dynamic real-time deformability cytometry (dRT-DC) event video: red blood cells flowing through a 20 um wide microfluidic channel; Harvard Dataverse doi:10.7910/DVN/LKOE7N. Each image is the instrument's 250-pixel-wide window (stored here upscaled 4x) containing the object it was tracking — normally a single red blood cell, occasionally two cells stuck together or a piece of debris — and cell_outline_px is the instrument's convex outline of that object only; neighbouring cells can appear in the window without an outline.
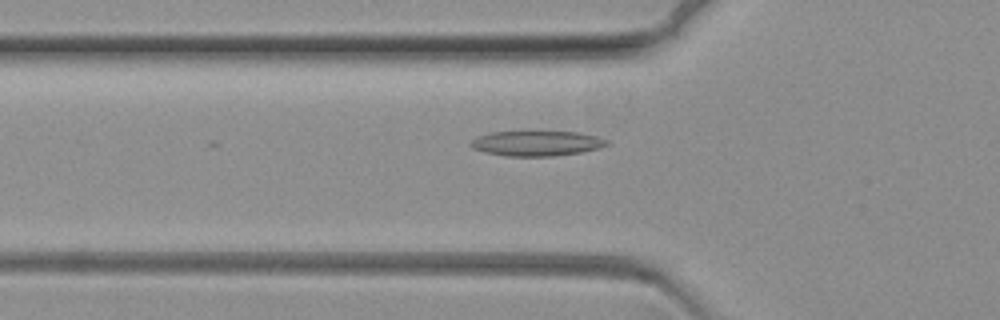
{"species": "common noctule bat (a hibernating species)", "species_latin": "Nyctalus noctula", "temperature_condition": "warm", "stored_images_in_passage": 66, "camera_frame_rate_fps": 3000, "um_per_image_px": 0.085, "animal": {"sex": "female", "body_mass_g": 19.3, "forearm_length_mm": 54.1}, "frame": {"image": 1, "passage_image": 20, "time_ms": 6.333, "image_size_px": [1000, 320], "cell_outline_px": [[612, 144], [580, 152], [552, 156], [504, 156], [484, 152], [472, 148], [468, 144], [476, 136], [492, 132], [576, 132], [596, 136], [608, 140]], "centroid_in_image_um": [45.58, 12.19], "position_along_channel_um": 80.2, "area_um2": 19.83}}
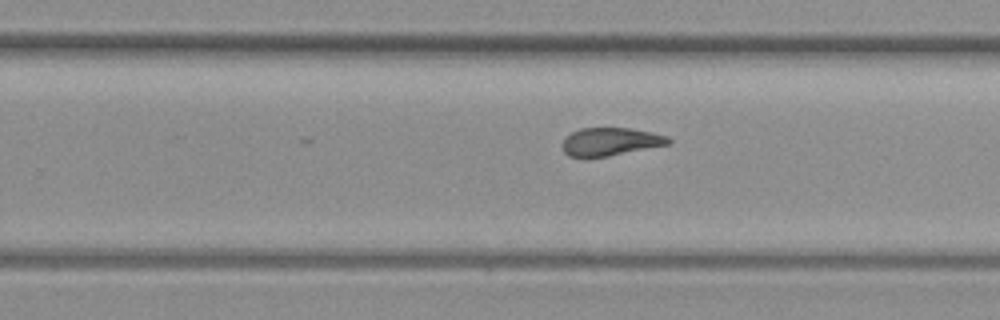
{"frame": {"image": 2, "passage_image": 40, "time_ms": 13.0, "image_size_px": [1000, 320], "cell_outline_px": [[672, 144], [608, 156], [584, 160], [568, 156], [564, 152], [560, 144], [564, 136], [580, 128], [628, 128], [652, 132], [668, 136], [672, 140]], "centroid_in_image_um": [51.82, 12.07], "position_along_channel_um": 278.0, "area_um2": 18.03}}
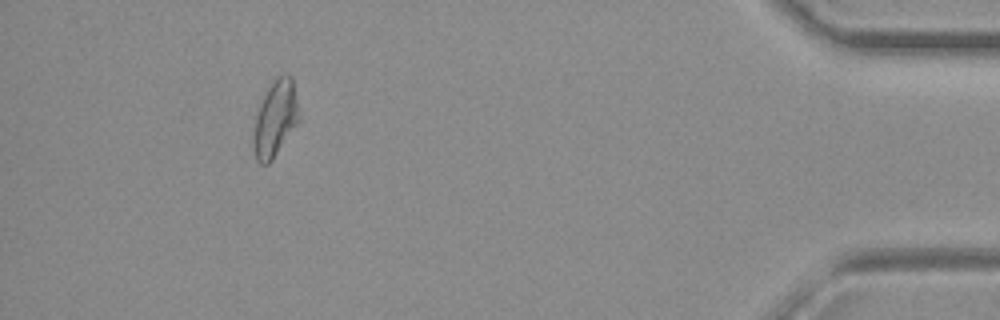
{"frame": {"image": 3, "passage_image": 60, "time_ms": 19.667, "image_size_px": [1000, 320], "cell_outline_px": [[300, 120], [272, 160], [268, 164], [260, 164], [256, 160], [252, 148], [252, 136], [256, 116], [264, 92], [272, 80], [280, 72], [288, 72], [292, 76], [300, 116]], "centroid_in_image_um": [23.39, 10.04], "position_along_channel_um": 411.8, "area_um2": 20.75}}